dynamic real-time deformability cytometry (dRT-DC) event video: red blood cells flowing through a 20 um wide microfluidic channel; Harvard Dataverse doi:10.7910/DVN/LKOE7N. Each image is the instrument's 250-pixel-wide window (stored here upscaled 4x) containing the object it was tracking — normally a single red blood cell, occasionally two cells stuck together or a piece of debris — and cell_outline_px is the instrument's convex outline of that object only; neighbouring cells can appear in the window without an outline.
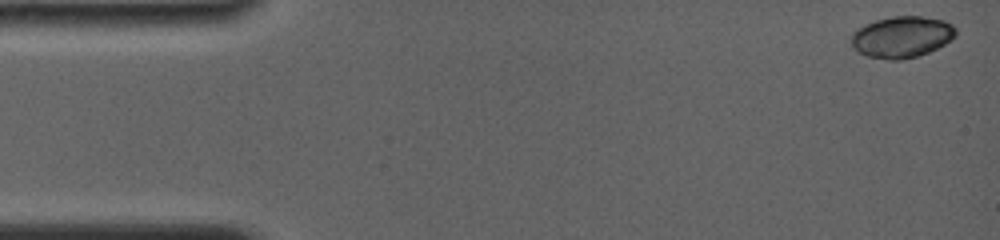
{"species": "common noctule bat (a hibernating species)", "species_latin": "Nyctalus noctula", "temperature_condition": "room temperature", "stored_images_in_passage": 12, "camera_frame_rate_fps": 4000, "um_per_image_px": 0.085, "animal": {"sex": "female", "body_mass_g": 19.0, "forearm_length_mm": 56.7}, "frame": {"image": 1, "passage_image": 1, "time_ms": 0.0, "image_size_px": [1000, 240], "cell_outline_px": [[956, 36], [944, 44], [928, 52], [916, 56], [900, 60], [888, 60], [868, 56], [860, 52], [852, 44], [852, 32], [876, 20], [892, 16], [920, 16], [944, 20], [952, 24], [956, 28]], "centroid_in_image_um": [76.69, 3.13], "position_along_channel_um": 8.3, "area_um2": 24.91}}
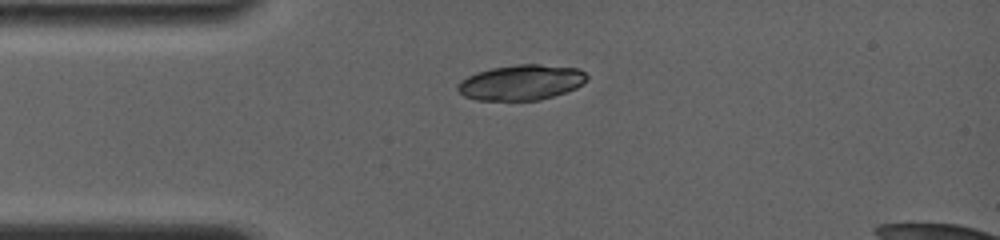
{"frame": {"image": 2, "passage_image": 10, "time_ms": 3.5, "image_size_px": [1000, 240], "cell_outline_px": [[588, 76], [584, 84], [576, 88], [540, 100], [476, 100], [464, 96], [456, 88], [460, 80], [476, 72], [492, 68], [516, 64], [540, 64], [580, 68]], "centroid_in_image_um": [44.31, 7.0], "position_along_channel_um": 40.7, "area_um2": 26.7}}